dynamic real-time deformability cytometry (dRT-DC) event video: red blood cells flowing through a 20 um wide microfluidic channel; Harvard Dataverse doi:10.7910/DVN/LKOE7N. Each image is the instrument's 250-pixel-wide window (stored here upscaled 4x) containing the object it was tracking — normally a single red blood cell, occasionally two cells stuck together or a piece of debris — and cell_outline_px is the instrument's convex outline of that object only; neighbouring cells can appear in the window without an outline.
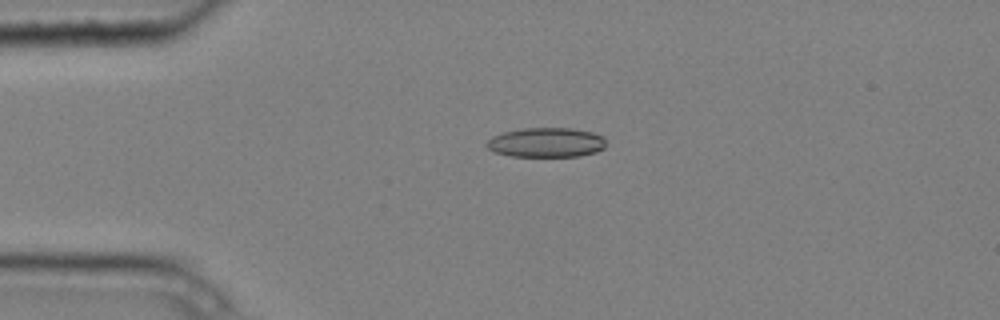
{"species": "common noctule bat (a hibernating species)", "species_latin": "Nyctalus noctula", "temperature_condition": "cold", "stored_images_in_passage": 4, "camera_frame_rate_fps": 3000, "um_per_image_px": 0.085, "animal": {"sex": "male", "body_mass_g": 20.4}, "frame": {"image": 1, "passage_image": 2, "time_ms": 0.333, "image_size_px": [1000, 320], "cell_outline_px": [[604, 148], [596, 152], [580, 156], [512, 156], [496, 152], [488, 148], [484, 144], [492, 136], [504, 132], [524, 128], [572, 128], [592, 132], [604, 136]], "centroid_in_image_um": [46.44, 12.1], "position_along_channel_um": 38.6, "area_um2": 20.52}}
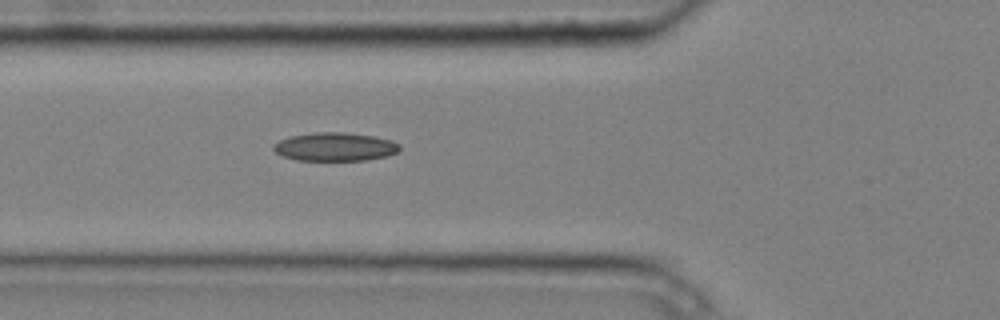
{"frame": {"image": 2, "passage_image": 4, "time_ms": 1.0, "image_size_px": [1000, 320], "cell_outline_px": [[400, 148], [396, 152], [388, 156], [364, 160], [296, 160], [284, 156], [276, 152], [272, 148], [272, 144], [288, 136], [316, 132], [344, 132], [372, 136], [392, 140], [400, 144]], "centroid_in_image_um": [28.46, 12.47], "position_along_channel_um": 97.3, "area_um2": 20.92}}